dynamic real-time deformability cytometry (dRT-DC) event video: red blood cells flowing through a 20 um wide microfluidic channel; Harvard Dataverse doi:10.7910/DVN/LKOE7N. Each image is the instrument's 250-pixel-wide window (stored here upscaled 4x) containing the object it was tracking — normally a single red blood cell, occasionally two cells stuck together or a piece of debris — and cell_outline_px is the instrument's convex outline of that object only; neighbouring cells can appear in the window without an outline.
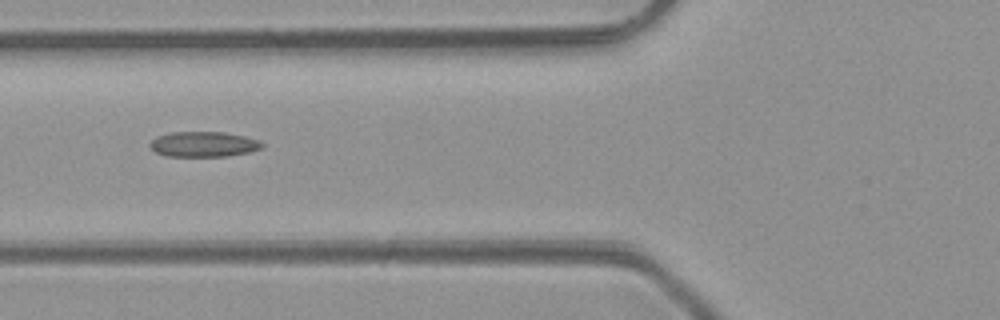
{"species": "common noctule bat (a hibernating species)", "species_latin": "Nyctalus noctula", "temperature_condition": "room temperature", "stored_images_in_passage": 5, "camera_frame_rate_fps": 3000, "um_per_image_px": 0.085, "animal": {"sex": "male", "body_mass_g": 23.1, "forearm_length_mm": 52.7}, "frame": {"image": 1, "passage_image": 4, "time_ms": 3.333, "image_size_px": [1000, 320], "cell_outline_px": [[264, 148], [248, 152], [228, 156], [168, 156], [156, 152], [148, 144], [156, 136], [172, 132], [224, 132], [244, 136], [260, 140], [264, 144]], "centroid_in_image_um": [17.33, 12.25], "position_along_channel_um": 108.5, "area_um2": 16.53}}
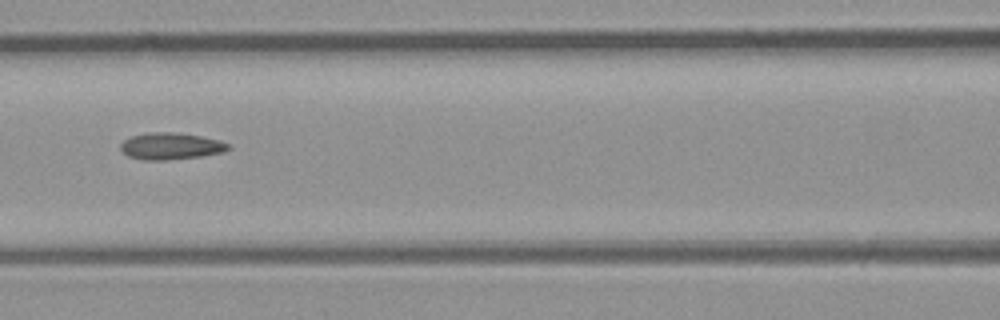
{"frame": {"image": 2, "passage_image": 5, "time_ms": 4.333, "image_size_px": [1000, 320], "cell_outline_px": [[232, 148], [224, 152], [204, 156], [168, 160], [144, 160], [128, 156], [120, 148], [120, 144], [124, 140], [132, 136], [148, 132], [172, 132], [200, 136], [220, 140], [228, 144]], "centroid_in_image_um": [14.54, 12.43], "position_along_channel_um": 152.1, "area_um2": 16.88}}